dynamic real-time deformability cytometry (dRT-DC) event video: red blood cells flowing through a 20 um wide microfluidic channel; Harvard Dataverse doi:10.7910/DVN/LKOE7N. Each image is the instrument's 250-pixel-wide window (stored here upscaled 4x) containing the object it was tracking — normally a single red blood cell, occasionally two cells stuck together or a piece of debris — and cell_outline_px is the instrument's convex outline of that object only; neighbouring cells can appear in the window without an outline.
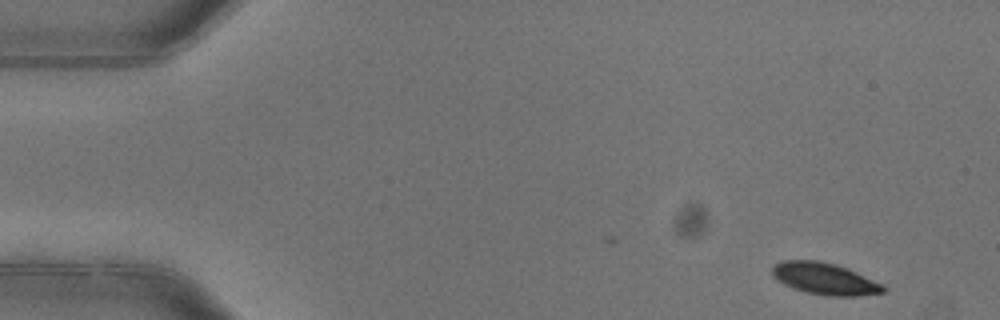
{"species": "common noctule bat (a hibernating species)", "species_latin": "Nyctalus noctula", "temperature_condition": "warm", "stored_images_in_passage": 4, "segment_of_instrument_passage": [1, 2], "camera_frame_rate_fps": 3000, "um_per_image_px": 0.085, "animal": {"sex": "female"}, "frame": {"image": 1, "passage_image": 1, "time_ms": 0.0, "image_size_px": [1000, 320], "cell_outline_px": [[884, 292], [856, 296], [824, 296], [792, 288], [776, 280], [772, 276], [772, 268], [776, 264], [784, 260], [820, 260], [836, 264], [848, 268], [884, 284]], "centroid_in_image_um": [70.1, 23.68], "position_along_channel_um": 14.9, "area_um2": 20.69}}
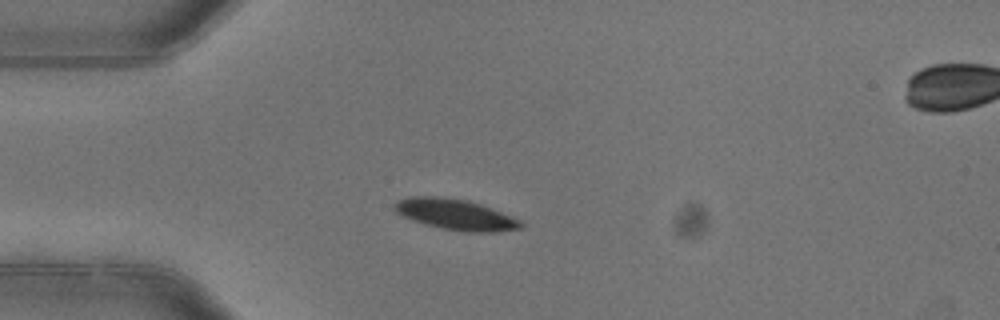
{"frame": {"image": 2, "passage_image": 3, "time_ms": 0.667, "image_size_px": [1000, 320], "cell_outline_px": [[524, 224], [520, 228], [492, 232], [464, 232], [440, 228], [424, 224], [412, 220], [396, 212], [392, 208], [392, 204], [396, 200], [408, 196], [436, 196], [468, 200], [480, 204], [520, 220]], "centroid_in_image_um": [38.64, 18.22], "position_along_channel_um": 46.4, "area_um2": 22.66}}